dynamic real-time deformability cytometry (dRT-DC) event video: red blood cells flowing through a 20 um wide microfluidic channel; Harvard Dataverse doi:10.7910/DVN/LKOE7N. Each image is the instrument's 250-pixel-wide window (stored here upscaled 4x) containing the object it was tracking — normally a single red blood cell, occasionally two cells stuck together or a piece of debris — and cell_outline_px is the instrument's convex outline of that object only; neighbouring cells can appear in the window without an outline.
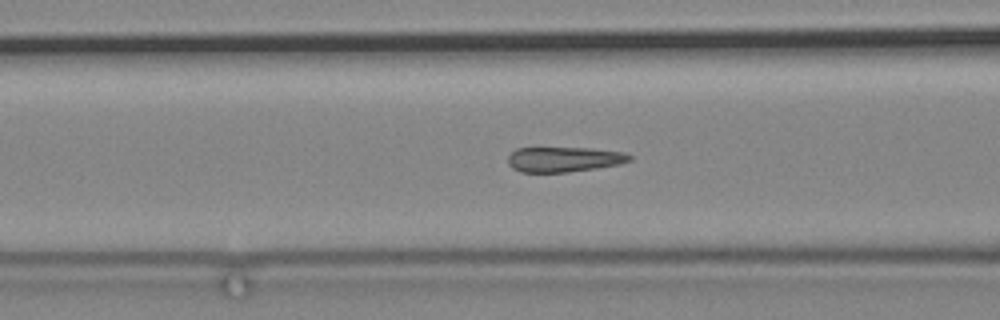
{"species": "common noctule bat (a hibernating species)", "species_latin": "Nyctalus noctula", "temperature_condition": "cold", "stored_images_in_passage": 65, "camera_frame_rate_fps": 3000, "um_per_image_px": 0.085, "animal": {"sex": "male", "body_mass_g": 19.2, "forearm_length_mm": 51.8}, "frame": {"image": 1, "passage_image": 27, "time_ms": 8.667, "image_size_px": [1000, 320], "cell_outline_px": [[632, 160], [620, 164], [596, 168], [568, 172], [520, 172], [512, 168], [508, 164], [508, 156], [516, 148], [592, 148], [624, 152], [632, 156]], "centroid_in_image_um": [47.94, 13.54], "position_along_channel_um": 118.7, "area_um2": 17.86}}
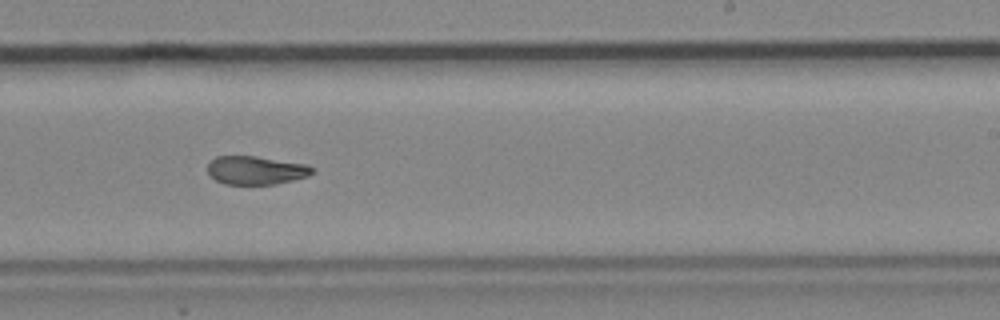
{"frame": {"image": 2, "passage_image": 41, "time_ms": 13.333, "image_size_px": [1000, 320], "cell_outline_px": [[316, 172], [308, 176], [276, 184], [224, 184], [216, 180], [208, 172], [208, 164], [216, 156], [256, 156], [308, 164], [316, 168]], "centroid_in_image_um": [21.81, 14.47], "position_along_channel_um": 267.2, "area_um2": 17.46}}
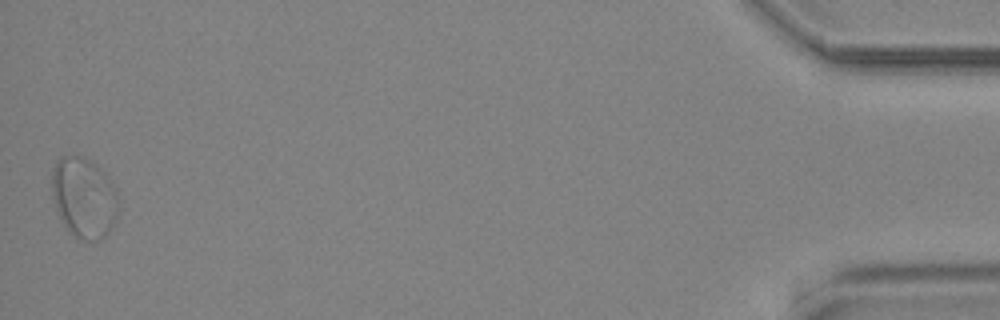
{"frame": {"image": 3, "passage_image": 65, "time_ms": 21.333, "image_size_px": [1000, 320], "cell_outline_px": [[116, 220], [112, 228], [100, 240], [84, 240], [76, 236], [60, 220], [52, 196], [52, 168], [56, 160], [60, 156], [84, 156], [92, 160], [108, 176], [116, 192]], "centroid_in_image_um": [7.11, 16.76], "position_along_channel_um": 428.1, "area_um2": 31.1}}